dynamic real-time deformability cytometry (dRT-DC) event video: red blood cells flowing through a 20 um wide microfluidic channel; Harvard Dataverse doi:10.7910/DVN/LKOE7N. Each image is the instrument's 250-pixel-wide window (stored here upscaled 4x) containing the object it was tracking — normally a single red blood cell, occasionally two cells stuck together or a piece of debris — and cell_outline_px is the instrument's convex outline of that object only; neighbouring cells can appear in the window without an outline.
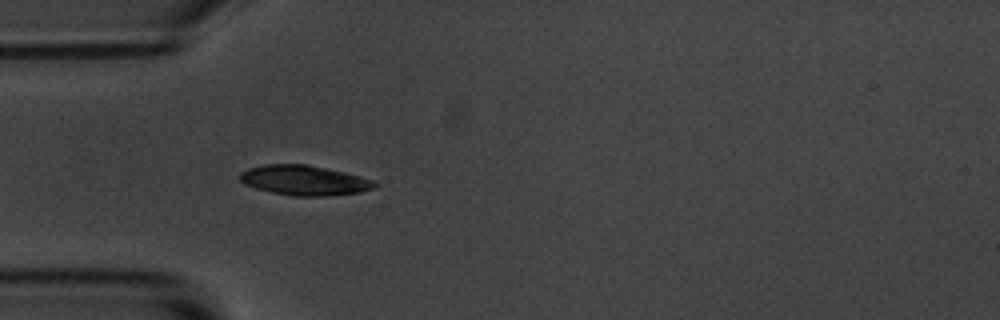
{"species": "common noctule bat (a hibernating species)", "species_latin": "Nyctalus noctula", "temperature_condition": "room temperature", "stored_images_in_passage": 3, "camera_frame_rate_fps": 3000, "um_per_image_px": 0.085, "animal": {"sex": "male", "body_mass_g": 20.1, "forearm_length_mm": 53.5}, "frame": {"image": 1, "passage_image": 3, "time_ms": 3.333, "image_size_px": [1000, 320], "cell_outline_px": [[380, 184], [372, 188], [360, 192], [328, 196], [296, 196], [272, 192], [256, 188], [244, 184], [240, 180], [240, 172], [248, 168], [264, 164], [304, 164], [344, 172], [372, 180]], "centroid_in_image_um": [25.84, 15.33], "position_along_channel_um": 59.2, "area_um2": 23.29}}